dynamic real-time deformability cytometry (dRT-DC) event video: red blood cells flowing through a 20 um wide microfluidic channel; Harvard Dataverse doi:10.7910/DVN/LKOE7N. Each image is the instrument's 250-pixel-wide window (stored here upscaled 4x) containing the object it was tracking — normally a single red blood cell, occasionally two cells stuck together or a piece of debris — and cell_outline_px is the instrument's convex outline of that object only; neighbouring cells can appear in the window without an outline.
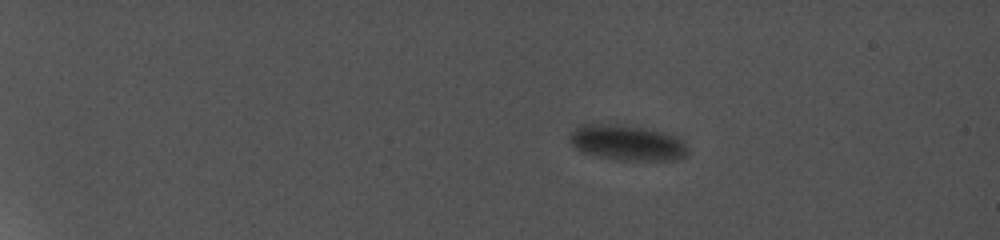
{"species": "common noctule bat (a hibernating species)", "species_latin": "Nyctalus noctula", "temperature_condition": "cold", "stored_images_in_passage": 9, "camera_frame_rate_fps": 5000, "um_per_image_px": 0.085, "animal": {"sex": "female", "body_mass_g": 19.0, "forearm_length_mm": 56.7}, "frame": {"image": 1, "passage_image": 1, "time_ms": 0.0, "image_size_px": [1000, 240], "cell_outline_px": [[684, 152], [680, 156], [624, 156], [600, 152], [584, 148], [576, 144], [572, 140], [572, 136], [580, 128], [628, 128], [656, 132], [668, 136], [676, 140], [684, 148]], "centroid_in_image_um": [53.34, 12.09], "position_along_channel_um": 31.7, "area_um2": 17.92}}
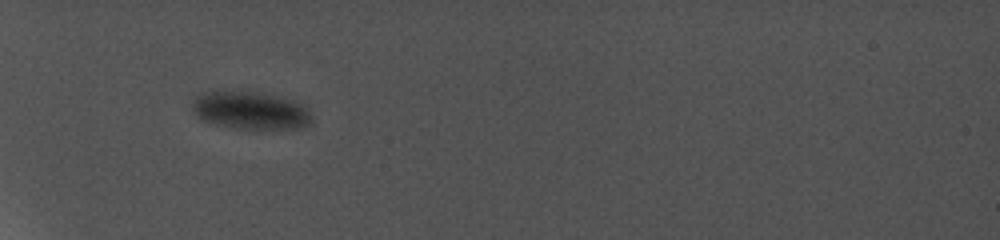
{"frame": {"image": 2, "passage_image": 6, "time_ms": 4.4, "image_size_px": [1000, 240], "cell_outline_px": [[308, 120], [300, 124], [276, 128], [256, 128], [228, 124], [212, 120], [200, 116], [196, 108], [196, 100], [212, 92], [256, 92], [272, 96], [284, 100], [304, 108], [308, 116]], "centroid_in_image_um": [21.28, 9.35], "position_along_channel_um": 63.7, "area_um2": 22.48}}
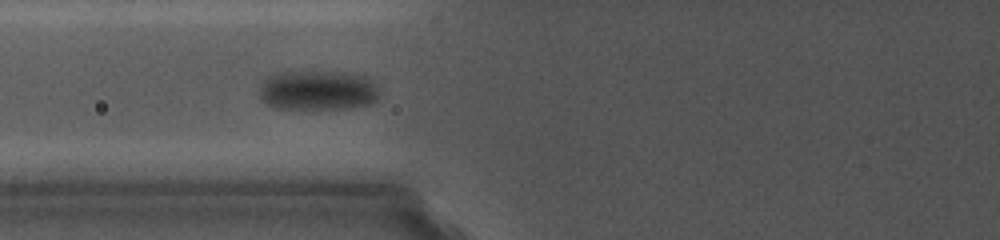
{"frame": {"image": 3, "passage_image": 8, "time_ms": 6.2, "image_size_px": [1000, 240], "cell_outline_px": [[376, 100], [368, 104], [344, 108], [272, 108], [264, 100], [264, 80], [272, 72], [292, 68], [332, 72], [368, 76], [372, 80], [376, 88]], "centroid_in_image_um": [26.98, 7.61], "position_along_channel_um": 98.8, "area_um2": 27.8}}